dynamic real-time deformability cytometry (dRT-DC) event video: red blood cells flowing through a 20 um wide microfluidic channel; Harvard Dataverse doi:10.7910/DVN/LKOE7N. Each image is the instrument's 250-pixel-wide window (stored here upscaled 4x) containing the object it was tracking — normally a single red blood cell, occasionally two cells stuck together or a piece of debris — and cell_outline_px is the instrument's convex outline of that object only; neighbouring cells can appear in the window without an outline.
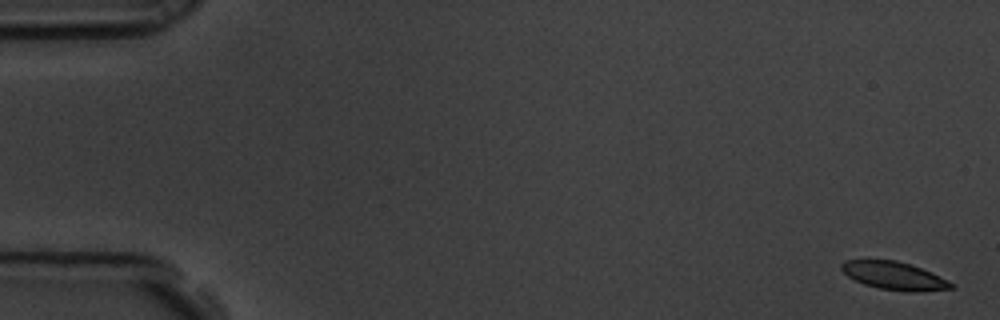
{"species": "common noctule bat (a hibernating species)", "species_latin": "Nyctalus noctula", "temperature_condition": "room temperature", "stored_images_in_passage": 5, "camera_frame_rate_fps": 3000, "um_per_image_px": 0.085, "animal": {"sex": "male", "body_mass_g": 19.5, "forearm_length_mm": 54.6}, "frame": {"image": 1, "passage_image": 1, "time_ms": 0.0, "image_size_px": [1000, 320], "cell_outline_px": [[956, 284], [952, 288], [920, 292], [908, 292], [880, 288], [864, 284], [848, 276], [840, 268], [840, 264], [844, 260], [896, 260], [932, 272]], "centroid_in_image_um": [76.02, 23.44], "position_along_channel_um": 9.0, "area_um2": 17.8}}
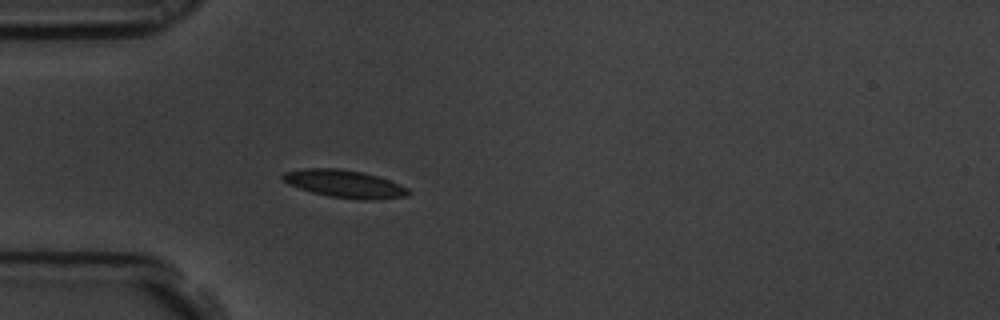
{"frame": {"image": 2, "passage_image": 5, "time_ms": 1.333, "image_size_px": [1000, 320], "cell_outline_px": [[412, 192], [408, 196], [376, 200], [360, 200], [328, 196], [312, 192], [288, 184], [280, 180], [280, 176], [284, 172], [304, 168], [340, 168], [364, 172], [400, 184], [408, 188]], "centroid_in_image_um": [29.28, 15.63], "position_along_channel_um": 55.7, "area_um2": 20.52}}